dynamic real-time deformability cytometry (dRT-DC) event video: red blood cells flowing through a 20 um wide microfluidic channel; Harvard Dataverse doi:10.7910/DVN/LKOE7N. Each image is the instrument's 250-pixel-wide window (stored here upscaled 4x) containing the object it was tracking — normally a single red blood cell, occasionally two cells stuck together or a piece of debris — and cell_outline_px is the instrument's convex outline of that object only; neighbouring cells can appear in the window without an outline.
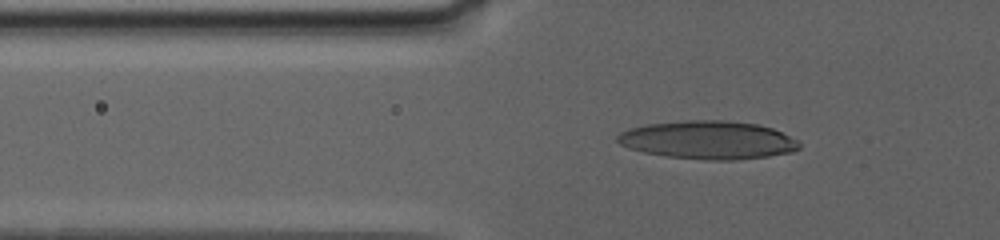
{"species": "human", "species_latin": "Homo sapiens", "temperature_condition": "warm", "stored_images_in_passage": 9, "camera_frame_rate_fps": 3000, "um_per_image_px": 0.085, "donor": {"sex": "female"}, "frame": {"image": 1, "passage_image": 2, "time_ms": 0.667, "image_size_px": [1000, 240], "cell_outline_px": [[800, 148], [792, 152], [768, 156], [732, 160], [708, 160], [668, 156], [644, 152], [620, 144], [616, 140], [616, 136], [620, 132], [632, 128], [648, 124], [684, 120], [724, 120], [756, 124], [772, 128], [796, 140], [800, 144]], "centroid_in_image_um": [60.19, 11.89], "position_along_channel_um": 65.6, "area_um2": 40.11}}
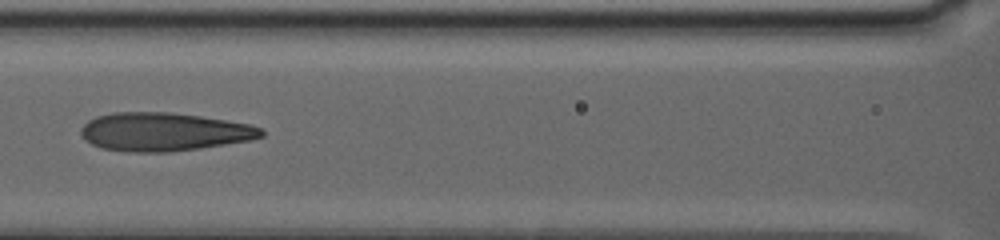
{"frame": {"image": 2, "passage_image": 6, "time_ms": 4.0, "image_size_px": [1000, 240], "cell_outline_px": [[264, 136], [252, 140], [200, 148], [168, 152], [132, 152], [104, 148], [92, 144], [84, 140], [80, 132], [80, 128], [88, 120], [96, 116], [112, 112], [172, 112], [200, 116], [252, 124], [260, 128], [264, 132]], "centroid_in_image_um": [13.93, 11.2], "position_along_channel_um": 152.7, "area_um2": 40.52}}
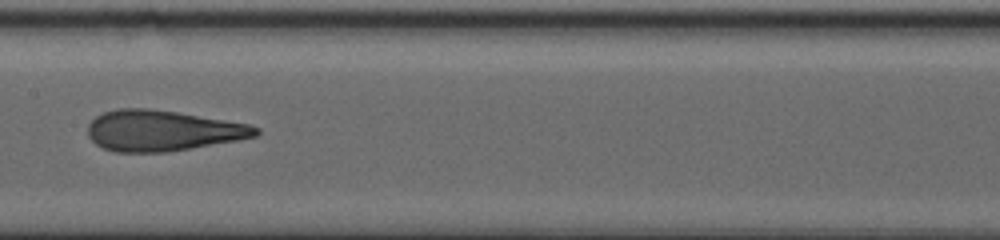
{"frame": {"image": 3, "passage_image": 8, "time_ms": 5.333, "image_size_px": [1000, 240], "cell_outline_px": [[260, 132], [256, 136], [236, 140], [164, 152], [116, 152], [104, 148], [96, 144], [88, 136], [88, 124], [96, 116], [104, 112], [116, 108], [148, 108], [176, 112], [248, 124], [260, 128]], "centroid_in_image_um": [13.76, 11.09], "position_along_channel_um": 193.6, "area_um2": 39.42}}